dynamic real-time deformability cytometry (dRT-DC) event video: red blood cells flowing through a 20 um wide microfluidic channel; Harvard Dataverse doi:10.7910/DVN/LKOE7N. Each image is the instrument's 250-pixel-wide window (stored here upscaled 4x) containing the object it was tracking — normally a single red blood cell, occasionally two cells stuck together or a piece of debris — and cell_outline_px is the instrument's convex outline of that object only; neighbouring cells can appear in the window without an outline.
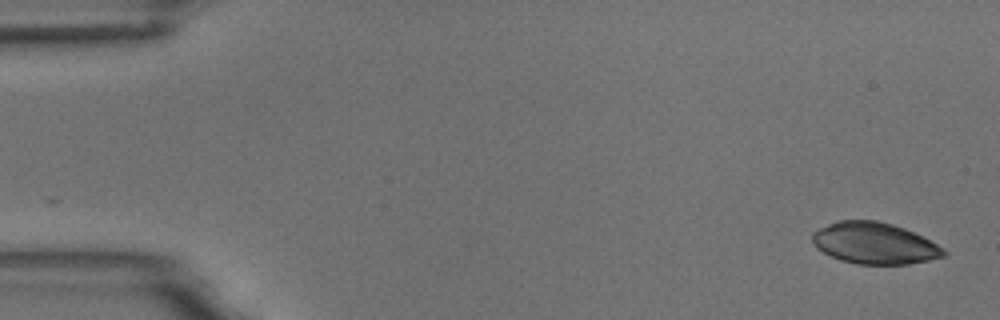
{"species": "common noctule bat (a hibernating species)", "species_latin": "Nyctalus noctula", "temperature_condition": "room temperature", "stored_images_in_passage": 4, "camera_frame_rate_fps": 3000, "um_per_image_px": 0.085, "animal": {"sex": "male", "body_mass_g": 18.8}, "frame": {"image": 1, "passage_image": 1, "time_ms": 0.0, "image_size_px": [1000, 320], "cell_outline_px": [[948, 256], [908, 264], [856, 264], [840, 260], [816, 248], [812, 244], [812, 232], [828, 224], [840, 220], [876, 220], [892, 224], [904, 228], [924, 236], [944, 248], [948, 252]], "centroid_in_image_um": [74.36, 20.68], "position_along_channel_um": 10.6, "area_um2": 31.96}}
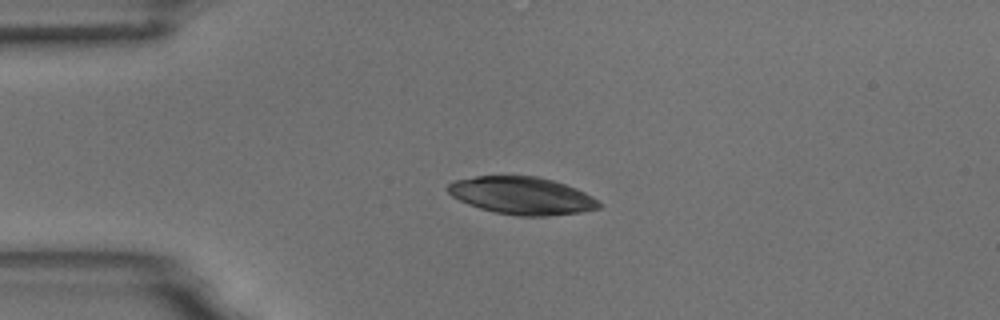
{"frame": {"image": 2, "passage_image": 4, "time_ms": 3.667, "image_size_px": [1000, 320], "cell_outline_px": [[604, 204], [600, 208], [580, 212], [544, 216], [520, 216], [496, 212], [480, 208], [468, 204], [452, 196], [448, 192], [448, 184], [452, 180], [476, 176], [536, 176], [552, 180], [576, 188], [592, 196]], "centroid_in_image_um": [44.37, 16.62], "position_along_channel_um": 40.6, "area_um2": 32.95}}